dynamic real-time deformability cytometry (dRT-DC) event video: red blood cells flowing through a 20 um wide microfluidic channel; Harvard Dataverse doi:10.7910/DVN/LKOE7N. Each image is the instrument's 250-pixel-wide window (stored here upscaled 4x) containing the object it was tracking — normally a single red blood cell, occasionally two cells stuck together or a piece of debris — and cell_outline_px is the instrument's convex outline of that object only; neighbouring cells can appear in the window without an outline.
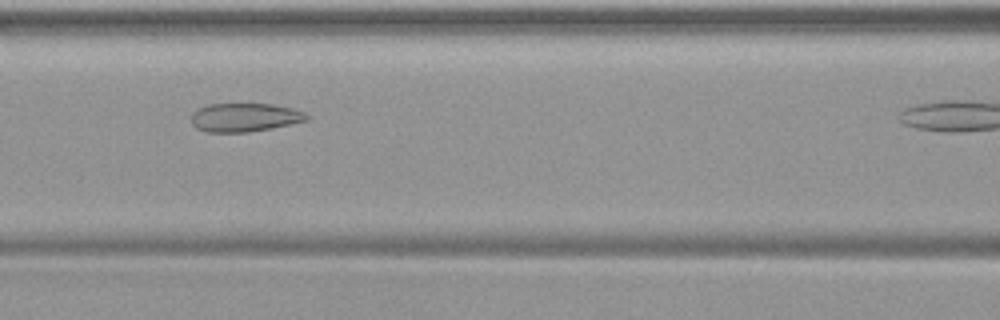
{"species": "common noctule bat (a hibernating species)", "species_latin": "Nyctalus noctula", "temperature_condition": "warm", "stored_images_in_passage": 26, "camera_frame_rate_fps": 3000, "um_per_image_px": 0.085, "animal": {"sex": "female", "body_mass_g": 19.9}, "frame": {"image": 1, "passage_image": 7, "time_ms": 2.0, "image_size_px": [1000, 320], "cell_outline_px": [[308, 120], [272, 128], [248, 132], [208, 132], [196, 128], [192, 124], [192, 112], [208, 104], [272, 104], [292, 108], [304, 112], [308, 116]], "centroid_in_image_um": [20.79, 9.98], "position_along_channel_um": 145.8, "area_um2": 19.13}}
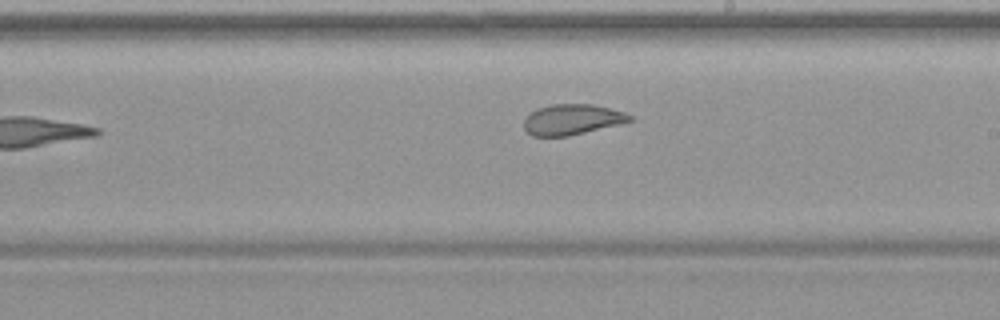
{"frame": {"image": 2, "passage_image": 14, "time_ms": 4.333, "image_size_px": [1000, 320], "cell_outline_px": [[632, 120], [620, 124], [568, 136], [532, 136], [524, 128], [524, 120], [536, 108], [552, 104], [592, 104], [624, 112], [632, 116]], "centroid_in_image_um": [48.62, 10.15], "position_along_channel_um": 240.4, "area_um2": 18.67}}
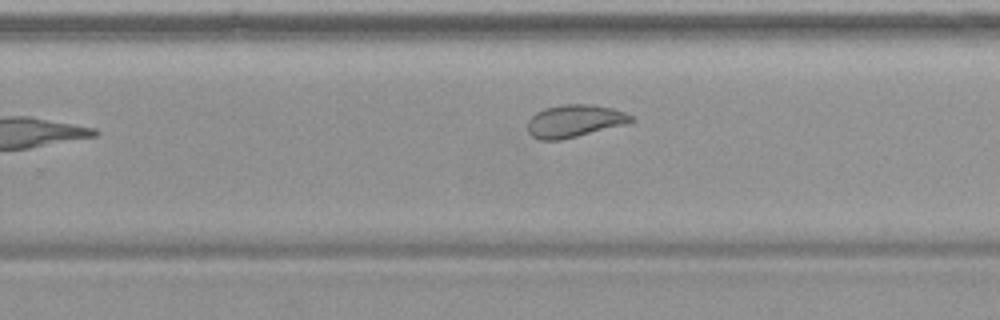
{"frame": {"image": 3, "passage_image": 17, "time_ms": 5.333, "image_size_px": [1000, 320], "cell_outline_px": [[636, 120], [628, 124], [560, 140], [540, 140], [532, 136], [528, 132], [528, 120], [536, 112], [544, 108], [560, 104], [592, 104], [612, 108], [624, 112], [632, 116]], "centroid_in_image_um": [48.84, 10.28], "position_along_channel_um": 281.0, "area_um2": 19.77}}